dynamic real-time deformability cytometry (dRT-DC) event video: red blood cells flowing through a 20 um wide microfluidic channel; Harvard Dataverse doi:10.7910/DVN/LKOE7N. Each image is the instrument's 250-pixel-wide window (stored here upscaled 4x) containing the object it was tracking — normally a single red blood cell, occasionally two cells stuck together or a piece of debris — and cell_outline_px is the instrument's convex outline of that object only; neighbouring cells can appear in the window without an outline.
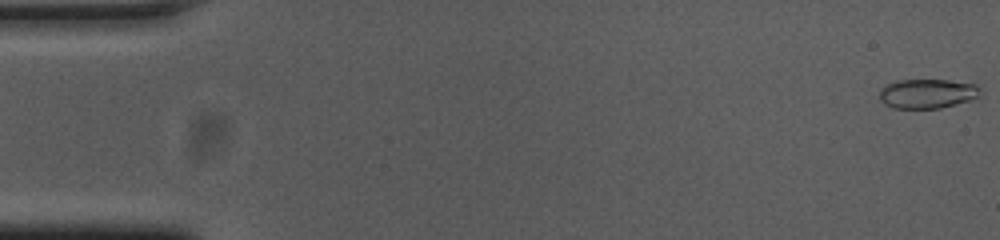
{"species": "common noctule bat (a hibernating species)", "species_latin": "Nyctalus noctula", "temperature_condition": "cold", "stored_images_in_passage": 55, "camera_frame_rate_fps": 3000, "um_per_image_px": 0.085, "animal": {"sex": "female", "body_mass_g": 23.0, "forearm_length_mm": 53.4}, "frame": {"image": 1, "passage_image": 1, "time_ms": 0.0, "image_size_px": [1000, 240], "cell_outline_px": [[976, 96], [968, 100], [940, 108], [892, 108], [884, 104], [880, 100], [880, 88], [896, 80], [948, 80], [976, 84]], "centroid_in_image_um": [78.71, 7.95], "position_along_channel_um": 6.3, "area_um2": 16.88}}
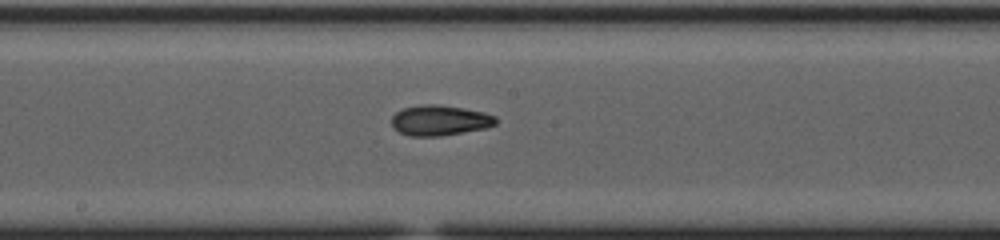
{"frame": {"image": 2, "passage_image": 29, "time_ms": 9.333, "image_size_px": [1000, 240], "cell_outline_px": [[496, 124], [488, 128], [440, 136], [408, 136], [392, 128], [392, 116], [396, 112], [404, 108], [420, 104], [440, 104], [484, 112], [496, 116]], "centroid_in_image_um": [37.38, 10.23], "position_along_channel_um": 210.8, "area_um2": 18.61}}
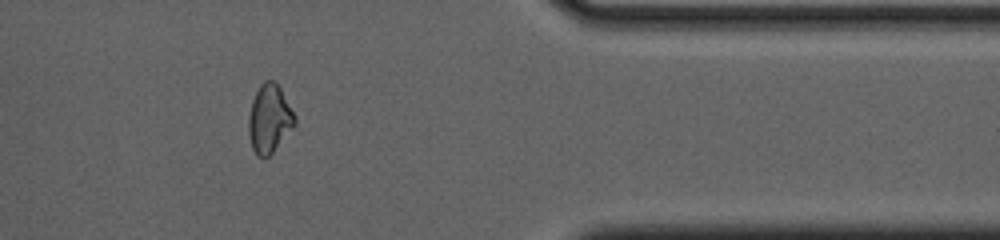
{"frame": {"image": 3, "passage_image": 45, "time_ms": 14.667, "image_size_px": [1000, 240], "cell_outline_px": [[296, 124], [272, 152], [268, 156], [256, 156], [252, 148], [248, 132], [248, 116], [252, 100], [260, 84], [264, 80], [276, 80], [296, 116]], "centroid_in_image_um": [22.89, 10.06], "position_along_channel_um": 388.5, "area_um2": 18.44}, "authors_computed_cell_mechanics": {"area_um2": 18.0336, "velocity_mm_per_s": 3.7483, "shape_relaxation_time_tau1_ms": 7.2695, "shape_relaxation_time_tau2_ms": 3.1316, "deformation_change_tau1": 0.1992, "deformation_change_tau2": 0.0834}}